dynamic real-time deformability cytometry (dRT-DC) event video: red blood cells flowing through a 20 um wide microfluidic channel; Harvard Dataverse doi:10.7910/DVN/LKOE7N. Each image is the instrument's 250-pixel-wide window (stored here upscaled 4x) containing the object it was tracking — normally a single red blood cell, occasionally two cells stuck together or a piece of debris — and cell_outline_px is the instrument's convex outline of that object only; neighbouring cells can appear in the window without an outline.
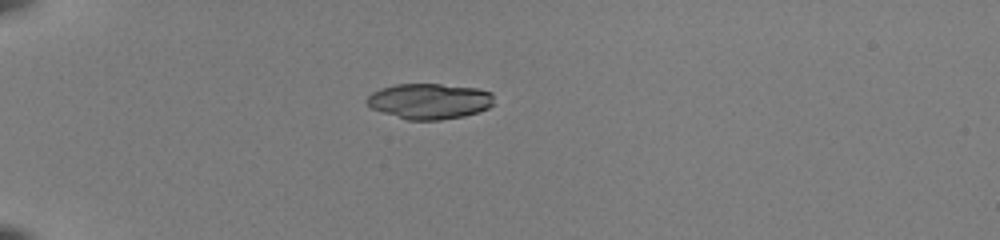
{"species": "common noctule bat (a hibernating species)", "species_latin": "Nyctalus noctula", "temperature_condition": "room temperature", "stored_images_in_passage": 37, "camera_frame_rate_fps": 3000, "um_per_image_px": 0.085, "animal": {"sex": "female", "body_mass_g": 22.0, "forearm_length_mm": 56.7}, "frame": {"image": 1, "passage_image": 1, "time_ms": 0.0, "image_size_px": [1000, 240], "cell_outline_px": [[496, 104], [488, 108], [464, 116], [440, 120], [408, 120], [372, 108], [364, 100], [372, 92], [396, 84], [440, 84], [476, 88], [492, 92]], "centroid_in_image_um": [36.55, 8.6], "position_along_channel_um": 48.5, "area_um2": 26.3}}
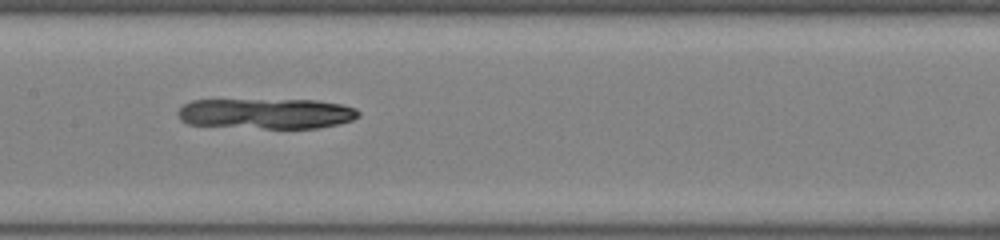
{"frame": {"image": 2, "passage_image": 14, "time_ms": 4.333, "image_size_px": [1000, 240], "cell_outline_px": [[360, 116], [352, 120], [320, 128], [264, 128], [188, 124], [180, 120], [176, 112], [184, 104], [192, 100], [316, 100], [340, 104], [356, 108], [360, 112]], "centroid_in_image_um": [22.64, 9.65], "position_along_channel_um": 184.8, "area_um2": 32.02}}
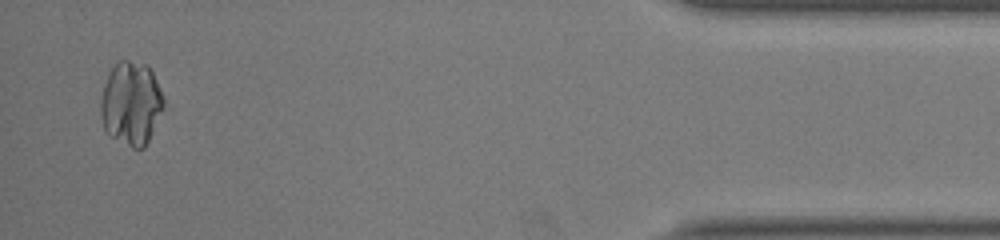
{"frame": {"image": 3, "passage_image": 36, "time_ms": 11.667, "image_size_px": [1000, 240], "cell_outline_px": [[164, 108], [144, 148], [132, 148], [108, 136], [104, 128], [100, 116], [100, 100], [104, 84], [116, 60], [128, 60], [148, 64], [164, 96]], "centroid_in_image_um": [11.13, 8.78], "position_along_channel_um": 424.1, "area_um2": 30.98}}